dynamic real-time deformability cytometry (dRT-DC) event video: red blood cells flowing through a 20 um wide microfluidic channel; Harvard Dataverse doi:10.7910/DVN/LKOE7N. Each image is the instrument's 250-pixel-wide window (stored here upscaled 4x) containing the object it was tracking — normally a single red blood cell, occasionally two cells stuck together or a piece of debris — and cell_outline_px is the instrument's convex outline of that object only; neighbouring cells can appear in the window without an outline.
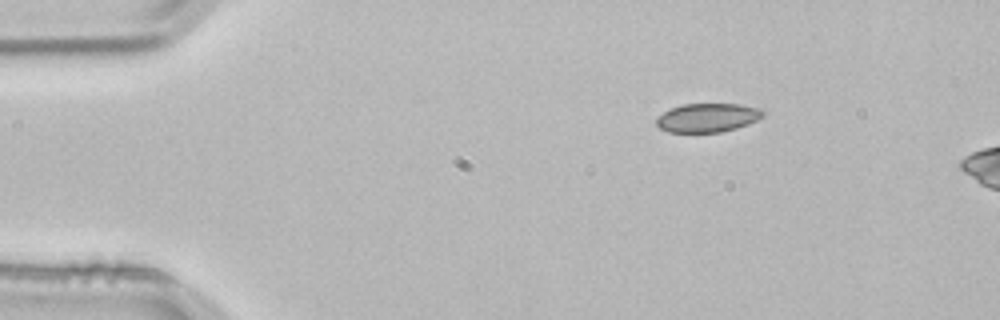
{"species": "common noctule bat (a hibernating species)", "species_latin": "Nyctalus noctula", "temperature_condition": "room temperature", "stored_images_in_passage": 3, "camera_frame_rate_fps": 3000, "um_per_image_px": 0.085, "animal": {"sex": "male", "body_mass_g": 21.5, "forearm_length_mm": 52.0}, "frame": {"image": 1, "passage_image": 1, "time_ms": 0.0, "image_size_px": [1000, 320], "cell_outline_px": [[764, 116], [748, 124], [736, 128], [720, 132], [668, 132], [660, 128], [656, 124], [656, 120], [664, 112], [672, 108], [684, 104], [740, 104], [764, 108]], "centroid_in_image_um": [60.19, 10.0], "position_along_channel_um": 24.8, "area_um2": 17.86}}